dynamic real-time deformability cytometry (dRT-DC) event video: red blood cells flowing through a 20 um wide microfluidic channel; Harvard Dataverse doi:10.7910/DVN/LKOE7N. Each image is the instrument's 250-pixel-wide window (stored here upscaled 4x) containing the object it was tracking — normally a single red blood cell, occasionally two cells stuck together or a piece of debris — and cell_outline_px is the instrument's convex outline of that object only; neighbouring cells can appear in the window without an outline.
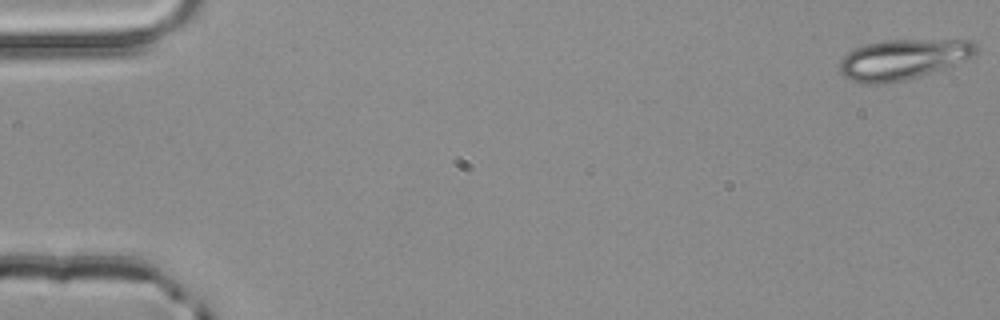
{"species": "common noctule bat (a hibernating species)", "species_latin": "Nyctalus noctula", "temperature_condition": "room temperature", "stored_images_in_passage": 4, "camera_frame_rate_fps": 3000, "um_per_image_px": 0.085, "animal": {"sex": "male", "body_mass_g": 20.4}, "frame": {"image": 1, "passage_image": 1, "time_ms": 0.0, "image_size_px": [1000, 320], "cell_outline_px": [[976, 56], [956, 64], [944, 68], [904, 80], [888, 84], [860, 84], [844, 76], [840, 72], [840, 60], [848, 52], [856, 48], [868, 44], [884, 40], [972, 40], [976, 44]], "centroid_in_image_um": [76.76, 5.05], "position_along_channel_um": 8.2, "area_um2": 32.02}}